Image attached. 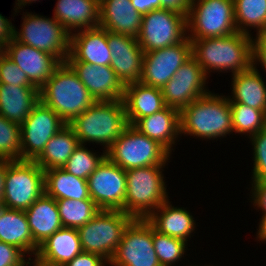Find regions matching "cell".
Wrapping results in <instances>:
<instances>
[{"label": "cell", "mask_w": 266, "mask_h": 266, "mask_svg": "<svg viewBox=\"0 0 266 266\" xmlns=\"http://www.w3.org/2000/svg\"><path fill=\"white\" fill-rule=\"evenodd\" d=\"M189 40L191 55L206 75L211 69L231 70L236 74L252 66L251 35L235 32L229 36Z\"/></svg>", "instance_id": "1"}, {"label": "cell", "mask_w": 266, "mask_h": 266, "mask_svg": "<svg viewBox=\"0 0 266 266\" xmlns=\"http://www.w3.org/2000/svg\"><path fill=\"white\" fill-rule=\"evenodd\" d=\"M234 132L229 99L211 92L180 111V134L215 139Z\"/></svg>", "instance_id": "4"}, {"label": "cell", "mask_w": 266, "mask_h": 266, "mask_svg": "<svg viewBox=\"0 0 266 266\" xmlns=\"http://www.w3.org/2000/svg\"><path fill=\"white\" fill-rule=\"evenodd\" d=\"M132 220L123 211L100 210L77 229L82 250L98 254L109 262L121 242L125 228Z\"/></svg>", "instance_id": "8"}, {"label": "cell", "mask_w": 266, "mask_h": 266, "mask_svg": "<svg viewBox=\"0 0 266 266\" xmlns=\"http://www.w3.org/2000/svg\"><path fill=\"white\" fill-rule=\"evenodd\" d=\"M192 0H160V9L188 16Z\"/></svg>", "instance_id": "44"}, {"label": "cell", "mask_w": 266, "mask_h": 266, "mask_svg": "<svg viewBox=\"0 0 266 266\" xmlns=\"http://www.w3.org/2000/svg\"><path fill=\"white\" fill-rule=\"evenodd\" d=\"M123 102L129 125H133L139 118L150 116L166 107L160 88L140 82L125 85Z\"/></svg>", "instance_id": "24"}, {"label": "cell", "mask_w": 266, "mask_h": 266, "mask_svg": "<svg viewBox=\"0 0 266 266\" xmlns=\"http://www.w3.org/2000/svg\"><path fill=\"white\" fill-rule=\"evenodd\" d=\"M56 4L53 17L70 34L74 28L84 30L99 26V0H58Z\"/></svg>", "instance_id": "26"}, {"label": "cell", "mask_w": 266, "mask_h": 266, "mask_svg": "<svg viewBox=\"0 0 266 266\" xmlns=\"http://www.w3.org/2000/svg\"><path fill=\"white\" fill-rule=\"evenodd\" d=\"M7 169V160L0 159V203L4 193V180Z\"/></svg>", "instance_id": "48"}, {"label": "cell", "mask_w": 266, "mask_h": 266, "mask_svg": "<svg viewBox=\"0 0 266 266\" xmlns=\"http://www.w3.org/2000/svg\"><path fill=\"white\" fill-rule=\"evenodd\" d=\"M260 62L266 71V32L257 33L255 39H252V66Z\"/></svg>", "instance_id": "42"}, {"label": "cell", "mask_w": 266, "mask_h": 266, "mask_svg": "<svg viewBox=\"0 0 266 266\" xmlns=\"http://www.w3.org/2000/svg\"><path fill=\"white\" fill-rule=\"evenodd\" d=\"M0 84L34 86L27 75L4 52L0 56Z\"/></svg>", "instance_id": "40"}, {"label": "cell", "mask_w": 266, "mask_h": 266, "mask_svg": "<svg viewBox=\"0 0 266 266\" xmlns=\"http://www.w3.org/2000/svg\"><path fill=\"white\" fill-rule=\"evenodd\" d=\"M14 26L7 18L0 14V47L5 49L6 45L13 38Z\"/></svg>", "instance_id": "46"}, {"label": "cell", "mask_w": 266, "mask_h": 266, "mask_svg": "<svg viewBox=\"0 0 266 266\" xmlns=\"http://www.w3.org/2000/svg\"><path fill=\"white\" fill-rule=\"evenodd\" d=\"M33 241L39 246L62 228L56 200L45 193L25 210Z\"/></svg>", "instance_id": "27"}, {"label": "cell", "mask_w": 266, "mask_h": 266, "mask_svg": "<svg viewBox=\"0 0 266 266\" xmlns=\"http://www.w3.org/2000/svg\"><path fill=\"white\" fill-rule=\"evenodd\" d=\"M2 208H3V205H2V203H0V211H1Z\"/></svg>", "instance_id": "52"}, {"label": "cell", "mask_w": 266, "mask_h": 266, "mask_svg": "<svg viewBox=\"0 0 266 266\" xmlns=\"http://www.w3.org/2000/svg\"><path fill=\"white\" fill-rule=\"evenodd\" d=\"M257 237L262 240V241H266V214H263L261 217V221L259 224V230L257 233Z\"/></svg>", "instance_id": "49"}, {"label": "cell", "mask_w": 266, "mask_h": 266, "mask_svg": "<svg viewBox=\"0 0 266 266\" xmlns=\"http://www.w3.org/2000/svg\"><path fill=\"white\" fill-rule=\"evenodd\" d=\"M232 75L233 96L228 97L229 103H241L258 110H266V85L258 69L251 66Z\"/></svg>", "instance_id": "30"}, {"label": "cell", "mask_w": 266, "mask_h": 266, "mask_svg": "<svg viewBox=\"0 0 266 266\" xmlns=\"http://www.w3.org/2000/svg\"><path fill=\"white\" fill-rule=\"evenodd\" d=\"M44 170L30 160H7L3 207L27 210L45 193Z\"/></svg>", "instance_id": "7"}, {"label": "cell", "mask_w": 266, "mask_h": 266, "mask_svg": "<svg viewBox=\"0 0 266 266\" xmlns=\"http://www.w3.org/2000/svg\"><path fill=\"white\" fill-rule=\"evenodd\" d=\"M25 253L14 245L0 241V266H27Z\"/></svg>", "instance_id": "41"}, {"label": "cell", "mask_w": 266, "mask_h": 266, "mask_svg": "<svg viewBox=\"0 0 266 266\" xmlns=\"http://www.w3.org/2000/svg\"><path fill=\"white\" fill-rule=\"evenodd\" d=\"M18 3H16V8L14 9L15 10V12H17L16 10L17 9H22V6H24L25 7V5L27 4V3H30L31 1L33 2V1H37V0H16ZM18 6V7H17Z\"/></svg>", "instance_id": "50"}, {"label": "cell", "mask_w": 266, "mask_h": 266, "mask_svg": "<svg viewBox=\"0 0 266 266\" xmlns=\"http://www.w3.org/2000/svg\"><path fill=\"white\" fill-rule=\"evenodd\" d=\"M163 165H151L126 171L124 213L133 219H147L168 200Z\"/></svg>", "instance_id": "5"}, {"label": "cell", "mask_w": 266, "mask_h": 266, "mask_svg": "<svg viewBox=\"0 0 266 266\" xmlns=\"http://www.w3.org/2000/svg\"><path fill=\"white\" fill-rule=\"evenodd\" d=\"M0 159L21 160L20 124L7 120L0 114Z\"/></svg>", "instance_id": "37"}, {"label": "cell", "mask_w": 266, "mask_h": 266, "mask_svg": "<svg viewBox=\"0 0 266 266\" xmlns=\"http://www.w3.org/2000/svg\"><path fill=\"white\" fill-rule=\"evenodd\" d=\"M206 79V73L191 56L162 87L166 106L181 111L194 100L210 93L205 89Z\"/></svg>", "instance_id": "15"}, {"label": "cell", "mask_w": 266, "mask_h": 266, "mask_svg": "<svg viewBox=\"0 0 266 266\" xmlns=\"http://www.w3.org/2000/svg\"><path fill=\"white\" fill-rule=\"evenodd\" d=\"M108 264L111 266H161L153 247V227L146 219H133Z\"/></svg>", "instance_id": "12"}, {"label": "cell", "mask_w": 266, "mask_h": 266, "mask_svg": "<svg viewBox=\"0 0 266 266\" xmlns=\"http://www.w3.org/2000/svg\"><path fill=\"white\" fill-rule=\"evenodd\" d=\"M45 194L55 200L91 199L87 180L76 177L63 168H54L44 171Z\"/></svg>", "instance_id": "31"}, {"label": "cell", "mask_w": 266, "mask_h": 266, "mask_svg": "<svg viewBox=\"0 0 266 266\" xmlns=\"http://www.w3.org/2000/svg\"><path fill=\"white\" fill-rule=\"evenodd\" d=\"M87 183L89 196L100 210L124 212L126 170L106 157L88 177Z\"/></svg>", "instance_id": "14"}, {"label": "cell", "mask_w": 266, "mask_h": 266, "mask_svg": "<svg viewBox=\"0 0 266 266\" xmlns=\"http://www.w3.org/2000/svg\"><path fill=\"white\" fill-rule=\"evenodd\" d=\"M96 101L123 100L125 86L111 66L66 61Z\"/></svg>", "instance_id": "19"}, {"label": "cell", "mask_w": 266, "mask_h": 266, "mask_svg": "<svg viewBox=\"0 0 266 266\" xmlns=\"http://www.w3.org/2000/svg\"><path fill=\"white\" fill-rule=\"evenodd\" d=\"M77 229L62 227L39 245L33 265H66L82 252Z\"/></svg>", "instance_id": "21"}, {"label": "cell", "mask_w": 266, "mask_h": 266, "mask_svg": "<svg viewBox=\"0 0 266 266\" xmlns=\"http://www.w3.org/2000/svg\"><path fill=\"white\" fill-rule=\"evenodd\" d=\"M77 32L70 34V54L66 61L110 66L111 53L107 42V30L98 26L80 29Z\"/></svg>", "instance_id": "20"}, {"label": "cell", "mask_w": 266, "mask_h": 266, "mask_svg": "<svg viewBox=\"0 0 266 266\" xmlns=\"http://www.w3.org/2000/svg\"><path fill=\"white\" fill-rule=\"evenodd\" d=\"M40 101L35 86L0 84V114L7 120L22 124Z\"/></svg>", "instance_id": "25"}, {"label": "cell", "mask_w": 266, "mask_h": 266, "mask_svg": "<svg viewBox=\"0 0 266 266\" xmlns=\"http://www.w3.org/2000/svg\"><path fill=\"white\" fill-rule=\"evenodd\" d=\"M109 263L102 256L82 251L73 260L69 261L66 266H105Z\"/></svg>", "instance_id": "43"}, {"label": "cell", "mask_w": 266, "mask_h": 266, "mask_svg": "<svg viewBox=\"0 0 266 266\" xmlns=\"http://www.w3.org/2000/svg\"><path fill=\"white\" fill-rule=\"evenodd\" d=\"M131 3L141 15H145L152 10L160 9V0H131Z\"/></svg>", "instance_id": "47"}, {"label": "cell", "mask_w": 266, "mask_h": 266, "mask_svg": "<svg viewBox=\"0 0 266 266\" xmlns=\"http://www.w3.org/2000/svg\"><path fill=\"white\" fill-rule=\"evenodd\" d=\"M66 125L52 108L39 101L20 125L21 160L34 161L42 153L49 139Z\"/></svg>", "instance_id": "13"}, {"label": "cell", "mask_w": 266, "mask_h": 266, "mask_svg": "<svg viewBox=\"0 0 266 266\" xmlns=\"http://www.w3.org/2000/svg\"><path fill=\"white\" fill-rule=\"evenodd\" d=\"M105 158L106 151L98 156L83 144H79L62 168L76 177L87 180Z\"/></svg>", "instance_id": "36"}, {"label": "cell", "mask_w": 266, "mask_h": 266, "mask_svg": "<svg viewBox=\"0 0 266 266\" xmlns=\"http://www.w3.org/2000/svg\"><path fill=\"white\" fill-rule=\"evenodd\" d=\"M146 220L159 233L186 242L195 228V221L190 212L184 208L172 207L169 200L161 204Z\"/></svg>", "instance_id": "28"}, {"label": "cell", "mask_w": 266, "mask_h": 266, "mask_svg": "<svg viewBox=\"0 0 266 266\" xmlns=\"http://www.w3.org/2000/svg\"><path fill=\"white\" fill-rule=\"evenodd\" d=\"M56 204L62 226L73 229L85 225L100 211L92 199H59Z\"/></svg>", "instance_id": "34"}, {"label": "cell", "mask_w": 266, "mask_h": 266, "mask_svg": "<svg viewBox=\"0 0 266 266\" xmlns=\"http://www.w3.org/2000/svg\"><path fill=\"white\" fill-rule=\"evenodd\" d=\"M3 52H4V49H2V48L0 47V56L3 54Z\"/></svg>", "instance_id": "51"}, {"label": "cell", "mask_w": 266, "mask_h": 266, "mask_svg": "<svg viewBox=\"0 0 266 266\" xmlns=\"http://www.w3.org/2000/svg\"><path fill=\"white\" fill-rule=\"evenodd\" d=\"M107 42L111 53V68L122 84L139 82L142 74L144 51L138 39L107 31Z\"/></svg>", "instance_id": "17"}, {"label": "cell", "mask_w": 266, "mask_h": 266, "mask_svg": "<svg viewBox=\"0 0 266 266\" xmlns=\"http://www.w3.org/2000/svg\"><path fill=\"white\" fill-rule=\"evenodd\" d=\"M249 138L254 147L253 182H266V128Z\"/></svg>", "instance_id": "39"}, {"label": "cell", "mask_w": 266, "mask_h": 266, "mask_svg": "<svg viewBox=\"0 0 266 266\" xmlns=\"http://www.w3.org/2000/svg\"><path fill=\"white\" fill-rule=\"evenodd\" d=\"M142 15L131 0H99V27L107 31L138 37Z\"/></svg>", "instance_id": "22"}, {"label": "cell", "mask_w": 266, "mask_h": 266, "mask_svg": "<svg viewBox=\"0 0 266 266\" xmlns=\"http://www.w3.org/2000/svg\"><path fill=\"white\" fill-rule=\"evenodd\" d=\"M22 28H14L13 38L23 44L53 55L60 63L70 54V33L55 18L49 19L27 13Z\"/></svg>", "instance_id": "10"}, {"label": "cell", "mask_w": 266, "mask_h": 266, "mask_svg": "<svg viewBox=\"0 0 266 266\" xmlns=\"http://www.w3.org/2000/svg\"><path fill=\"white\" fill-rule=\"evenodd\" d=\"M254 185V186H253ZM252 195L254 206L262 209L266 214V182H252Z\"/></svg>", "instance_id": "45"}, {"label": "cell", "mask_w": 266, "mask_h": 266, "mask_svg": "<svg viewBox=\"0 0 266 266\" xmlns=\"http://www.w3.org/2000/svg\"><path fill=\"white\" fill-rule=\"evenodd\" d=\"M187 16L166 9H156L142 15L138 43L151 52L182 42L187 36Z\"/></svg>", "instance_id": "11"}, {"label": "cell", "mask_w": 266, "mask_h": 266, "mask_svg": "<svg viewBox=\"0 0 266 266\" xmlns=\"http://www.w3.org/2000/svg\"><path fill=\"white\" fill-rule=\"evenodd\" d=\"M187 29L191 32L187 36L189 39L223 37L238 32L234 18V1L192 0L187 16Z\"/></svg>", "instance_id": "9"}, {"label": "cell", "mask_w": 266, "mask_h": 266, "mask_svg": "<svg viewBox=\"0 0 266 266\" xmlns=\"http://www.w3.org/2000/svg\"><path fill=\"white\" fill-rule=\"evenodd\" d=\"M78 145L74 130L67 124L49 139L42 153L34 161L44 171L62 168Z\"/></svg>", "instance_id": "32"}, {"label": "cell", "mask_w": 266, "mask_h": 266, "mask_svg": "<svg viewBox=\"0 0 266 266\" xmlns=\"http://www.w3.org/2000/svg\"><path fill=\"white\" fill-rule=\"evenodd\" d=\"M0 241L14 245L24 253L33 252L34 255L39 247L33 241L25 211L5 207L0 211Z\"/></svg>", "instance_id": "29"}, {"label": "cell", "mask_w": 266, "mask_h": 266, "mask_svg": "<svg viewBox=\"0 0 266 266\" xmlns=\"http://www.w3.org/2000/svg\"><path fill=\"white\" fill-rule=\"evenodd\" d=\"M170 153L156 140L128 125L106 151V157L124 170L168 162Z\"/></svg>", "instance_id": "6"}, {"label": "cell", "mask_w": 266, "mask_h": 266, "mask_svg": "<svg viewBox=\"0 0 266 266\" xmlns=\"http://www.w3.org/2000/svg\"><path fill=\"white\" fill-rule=\"evenodd\" d=\"M132 126L171 153L172 145L180 134V111L166 106L159 112L139 118Z\"/></svg>", "instance_id": "23"}, {"label": "cell", "mask_w": 266, "mask_h": 266, "mask_svg": "<svg viewBox=\"0 0 266 266\" xmlns=\"http://www.w3.org/2000/svg\"><path fill=\"white\" fill-rule=\"evenodd\" d=\"M186 241L159 233L153 228V247L161 266H172L185 253Z\"/></svg>", "instance_id": "38"}, {"label": "cell", "mask_w": 266, "mask_h": 266, "mask_svg": "<svg viewBox=\"0 0 266 266\" xmlns=\"http://www.w3.org/2000/svg\"><path fill=\"white\" fill-rule=\"evenodd\" d=\"M237 31L250 35L249 27L257 33L266 32V0H233Z\"/></svg>", "instance_id": "33"}, {"label": "cell", "mask_w": 266, "mask_h": 266, "mask_svg": "<svg viewBox=\"0 0 266 266\" xmlns=\"http://www.w3.org/2000/svg\"><path fill=\"white\" fill-rule=\"evenodd\" d=\"M79 144L95 142L107 151L129 125L123 100L96 101L68 124Z\"/></svg>", "instance_id": "3"}, {"label": "cell", "mask_w": 266, "mask_h": 266, "mask_svg": "<svg viewBox=\"0 0 266 266\" xmlns=\"http://www.w3.org/2000/svg\"><path fill=\"white\" fill-rule=\"evenodd\" d=\"M234 132L253 136L266 128V110H258L241 103H230Z\"/></svg>", "instance_id": "35"}, {"label": "cell", "mask_w": 266, "mask_h": 266, "mask_svg": "<svg viewBox=\"0 0 266 266\" xmlns=\"http://www.w3.org/2000/svg\"><path fill=\"white\" fill-rule=\"evenodd\" d=\"M40 101L66 124L96 102L67 62H61L40 88Z\"/></svg>", "instance_id": "2"}, {"label": "cell", "mask_w": 266, "mask_h": 266, "mask_svg": "<svg viewBox=\"0 0 266 266\" xmlns=\"http://www.w3.org/2000/svg\"><path fill=\"white\" fill-rule=\"evenodd\" d=\"M191 56V42L188 37L173 46L146 52L139 82L162 89Z\"/></svg>", "instance_id": "16"}, {"label": "cell", "mask_w": 266, "mask_h": 266, "mask_svg": "<svg viewBox=\"0 0 266 266\" xmlns=\"http://www.w3.org/2000/svg\"><path fill=\"white\" fill-rule=\"evenodd\" d=\"M4 53L27 75L38 89L52 76L60 62L46 52L23 44L14 38L6 45Z\"/></svg>", "instance_id": "18"}]
</instances>
